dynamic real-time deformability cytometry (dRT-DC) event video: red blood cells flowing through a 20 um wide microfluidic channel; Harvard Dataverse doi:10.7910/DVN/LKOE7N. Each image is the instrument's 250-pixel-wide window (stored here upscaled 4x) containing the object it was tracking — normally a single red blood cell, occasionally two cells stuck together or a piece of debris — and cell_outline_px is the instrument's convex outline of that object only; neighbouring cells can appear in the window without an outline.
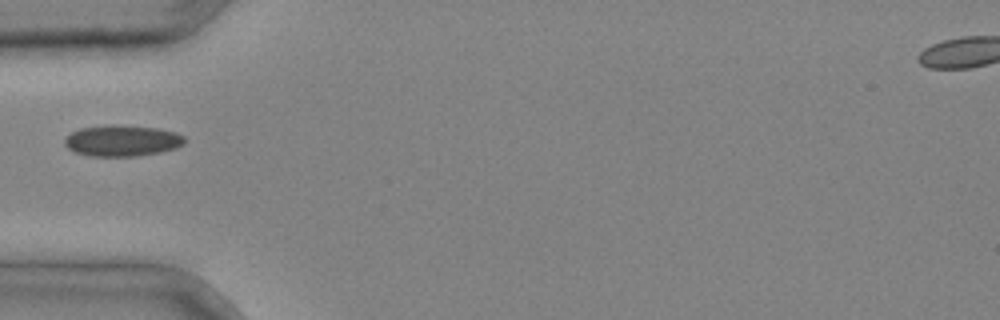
{"species": "common noctule bat (a hibernating species)", "species_latin": "Nyctalus noctula", "temperature_condition": "cold", "stored_images_in_passage": 2, "camera_frame_rate_fps": 3000, "um_per_image_px": 0.085, "animal": {"sex": "male", "body_mass_g": 20.4}, "frame": {"image": 1, "passage_image": 2, "time_ms": 0.333, "image_size_px": [1000, 320], "cell_outline_px": [[184, 144], [176, 148], [160, 152], [136, 156], [88, 156], [76, 152], [68, 148], [64, 144], [64, 140], [72, 132], [80, 128], [156, 128], [176, 132], [184, 136]], "centroid_in_image_um": [10.41, 12.02], "position_along_channel_um": 74.6, "area_um2": 20.63}}